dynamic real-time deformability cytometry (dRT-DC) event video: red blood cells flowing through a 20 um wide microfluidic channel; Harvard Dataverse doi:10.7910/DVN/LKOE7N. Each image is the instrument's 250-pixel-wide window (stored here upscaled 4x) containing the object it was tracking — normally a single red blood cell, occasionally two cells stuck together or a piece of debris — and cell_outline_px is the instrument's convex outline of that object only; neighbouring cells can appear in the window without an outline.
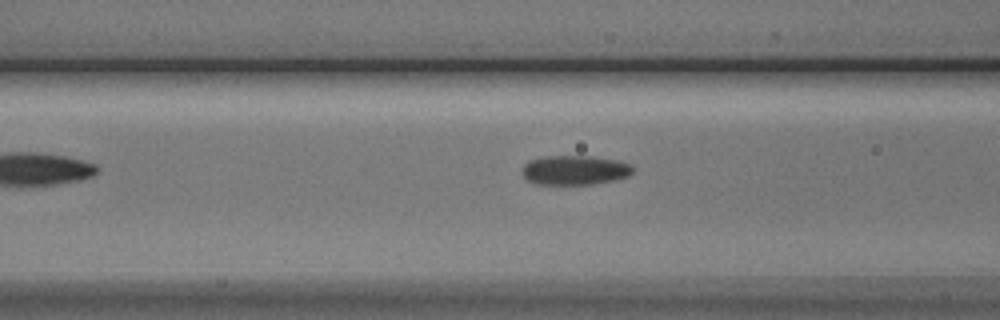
{"species": "Egyptian fruit bat (a non-hibernating species)", "species_latin": "Rousettus aegyptiacus", "temperature_condition": "cold", "stored_images_in_passage": 16, "camera_frame_rate_fps": 3000, "um_per_image_px": 0.085, "animal": {"sex": "male"}, "frame": {"image": 1, "passage_image": 7, "time_ms": 2.0, "image_size_px": [1000, 320], "cell_outline_px": [[632, 172], [628, 176], [616, 180], [592, 184], [536, 184], [528, 180], [520, 172], [524, 164], [528, 160], [544, 156], [588, 156], [616, 160], [632, 164]], "centroid_in_image_um": [48.82, 14.46], "position_along_channel_um": 117.8, "area_um2": 19.07}}
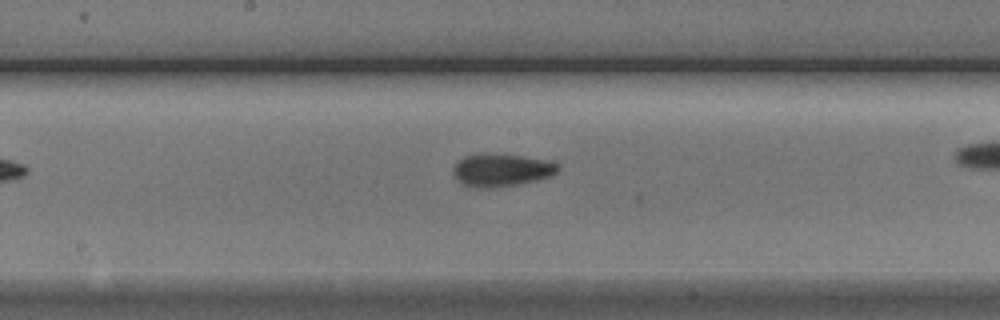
{"frame": {"image": 2, "passage_image": 14, "time_ms": 4.333, "image_size_px": [1000, 320], "cell_outline_px": [[560, 168], [552, 176], [536, 180], [516, 184], [488, 188], [476, 188], [464, 184], [456, 180], [452, 172], [452, 168], [456, 160], [464, 156], [480, 152], [492, 152], [520, 156], [544, 160], [556, 164]], "centroid_in_image_um": [42.52, 14.43], "position_along_channel_um": 205.7, "area_um2": 20.23}}